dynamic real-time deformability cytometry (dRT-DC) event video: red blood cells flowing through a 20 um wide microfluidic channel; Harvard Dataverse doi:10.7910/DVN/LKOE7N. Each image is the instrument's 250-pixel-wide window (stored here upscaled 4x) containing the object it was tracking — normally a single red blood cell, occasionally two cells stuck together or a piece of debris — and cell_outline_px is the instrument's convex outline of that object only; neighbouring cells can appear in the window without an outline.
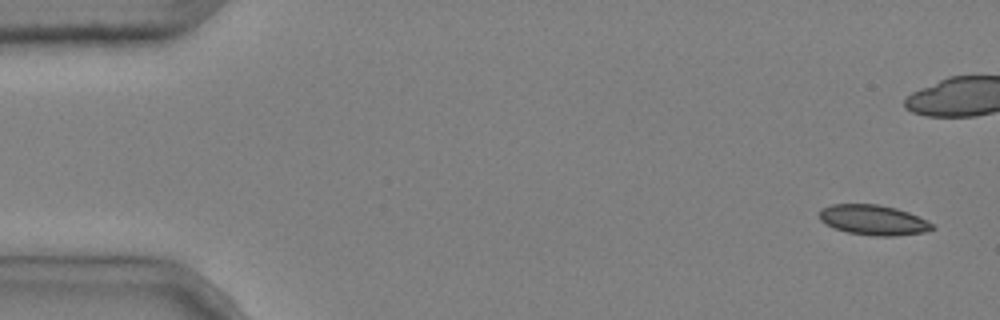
{"species": "common noctule bat (a hibernating species)", "species_latin": "Nyctalus noctula", "temperature_condition": "cold", "stored_images_in_passage": 5, "camera_frame_rate_fps": 3000, "um_per_image_px": 0.085, "animal": {"sex": "male", "body_mass_g": 20.4}, "frame": {"image": 1, "passage_image": 1, "time_ms": 0.0, "image_size_px": [1000, 320], "cell_outline_px": [[936, 228], [924, 232], [896, 236], [872, 236], [848, 232], [824, 224], [820, 220], [820, 208], [832, 204], [880, 204], [896, 208], [908, 212], [932, 224]], "centroid_in_image_um": [74.2, 18.7], "position_along_channel_um": 10.8, "area_um2": 19.77}}